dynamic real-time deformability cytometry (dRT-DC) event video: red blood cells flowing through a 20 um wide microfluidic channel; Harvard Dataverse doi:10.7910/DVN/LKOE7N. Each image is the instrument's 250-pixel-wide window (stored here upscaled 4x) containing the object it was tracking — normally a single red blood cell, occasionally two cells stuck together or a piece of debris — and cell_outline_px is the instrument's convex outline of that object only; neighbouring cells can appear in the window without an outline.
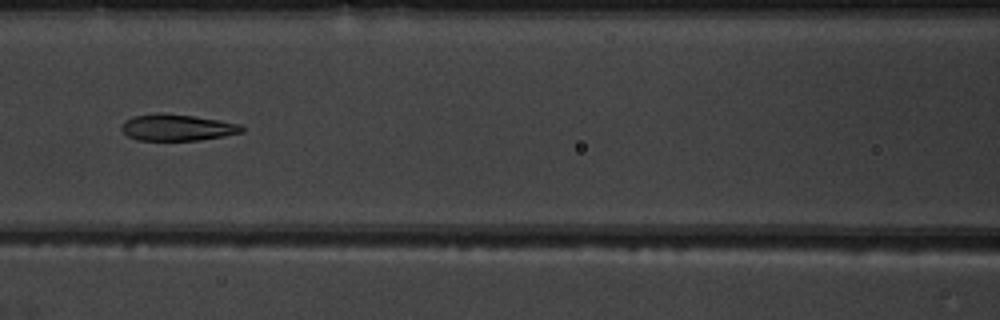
{"species": "common noctule bat (a hibernating species)", "species_latin": "Nyctalus noctula", "temperature_condition": "warm", "stored_images_in_passage": 50, "camera_frame_rate_fps": 3000, "um_per_image_px": 0.085, "animal": {"sex": "male", "body_mass_g": 19.5, "forearm_length_mm": 54.6}, "frame": {"image": 1, "passage_image": 22, "time_ms": 7.0, "image_size_px": [1000, 320], "cell_outline_px": [[244, 132], [224, 136], [200, 140], [136, 140], [128, 136], [120, 128], [124, 120], [132, 116], [156, 112], [160, 112], [192, 116], [220, 120], [240, 124], [244, 128]], "centroid_in_image_um": [15.04, 10.83], "position_along_channel_um": 151.6, "area_um2": 18.73}}
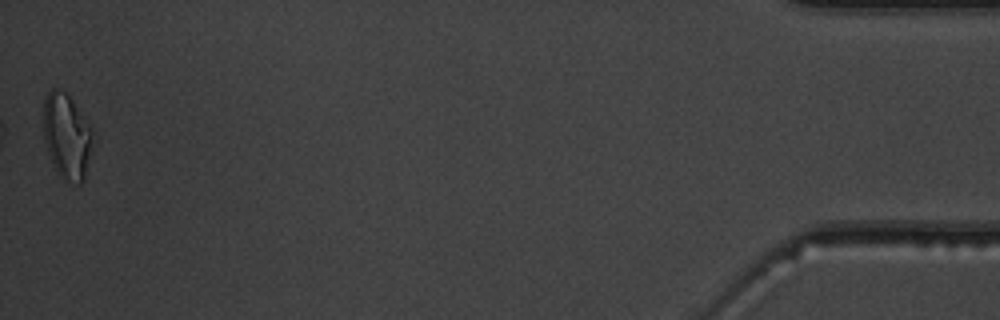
{"frame": {"image": 2, "passage_image": 50, "time_ms": 16.333, "image_size_px": [1000, 320], "cell_outline_px": [[92, 132], [84, 180], [80, 184], [68, 180], [60, 176], [48, 152], [44, 140], [40, 112], [44, 96], [52, 88], [56, 88], [64, 92], [72, 100], [92, 128]], "centroid_in_image_um": [5.59, 11.49], "position_along_channel_um": 429.6, "area_um2": 24.33}, "authors_computed_cell_mechanics": {"area_um2": 20.1144, "velocity_mm_per_s": 3.8986, "shape_relaxation_time_tau1_ms": null, "shape_relaxation_time_tau2_ms": 2.2117, "deformation_change_tau1": null, "deformation_change_tau2": 0.0959}}